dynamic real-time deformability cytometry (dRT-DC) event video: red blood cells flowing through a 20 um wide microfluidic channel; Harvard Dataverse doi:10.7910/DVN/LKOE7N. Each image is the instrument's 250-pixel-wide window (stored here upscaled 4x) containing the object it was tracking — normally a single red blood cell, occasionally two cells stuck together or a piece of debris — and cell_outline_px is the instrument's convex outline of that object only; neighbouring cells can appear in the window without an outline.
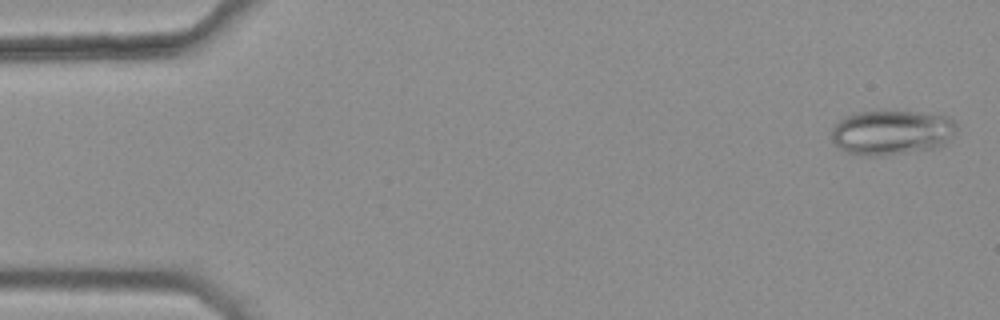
{"species": "common noctule bat (a hibernating species)", "species_latin": "Nyctalus noctula", "temperature_condition": "warm", "stored_images_in_passage": 46, "camera_frame_rate_fps": 3000, "um_per_image_px": 0.085, "animal": {"sex": "female", "body_mass_g": 25.1}, "frame": {"image": 1, "passage_image": 2, "time_ms": 0.333, "image_size_px": [1000, 320], "cell_outline_px": [[956, 132], [944, 144], [932, 148], [888, 156], [864, 156], [848, 152], [840, 148], [832, 140], [832, 128], [844, 116], [856, 112], [916, 112], [944, 116], [952, 120], [956, 124]], "centroid_in_image_um": [75.77, 11.28], "position_along_channel_um": 9.2, "area_um2": 32.37}}
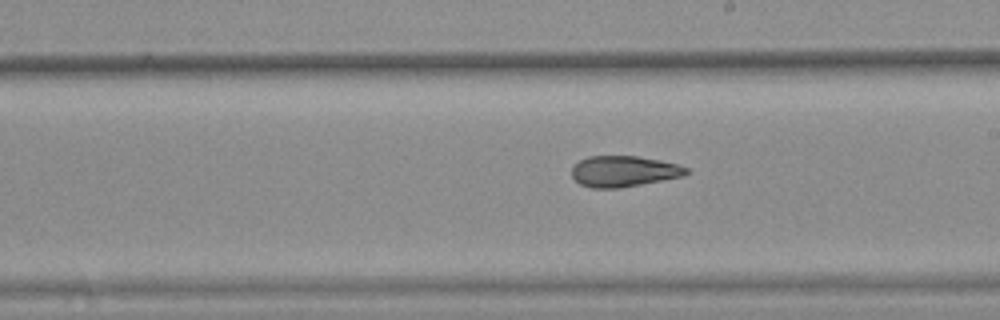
{"frame": {"image": 2, "passage_image": 30, "time_ms": 9.667, "image_size_px": [1000, 320], "cell_outline_px": [[688, 172], [684, 176], [664, 180], [620, 188], [592, 188], [580, 184], [572, 176], [572, 168], [580, 160], [588, 156], [636, 156], [660, 160], [676, 164], [688, 168]], "centroid_in_image_um": [53.02, 14.56], "position_along_channel_um": 236.0, "area_um2": 20.58}}
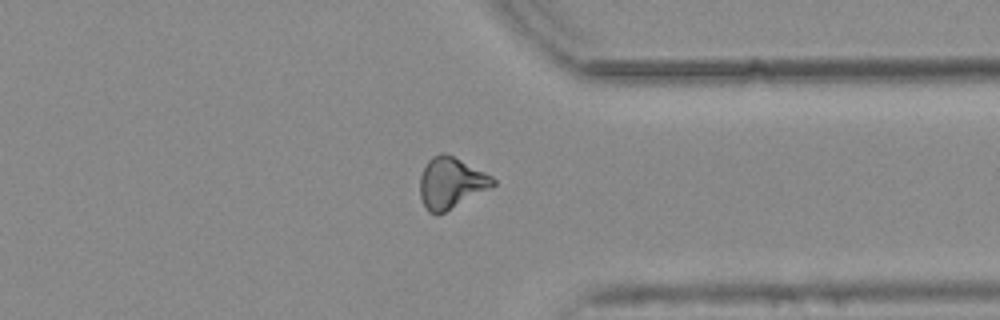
{"frame": {"image": 3, "passage_image": 41, "time_ms": 13.333, "image_size_px": [1000, 320], "cell_outline_px": [[496, 184], [492, 188], [436, 216], [428, 212], [424, 208], [420, 196], [420, 176], [428, 160], [432, 156], [440, 152], [444, 152], [492, 176], [496, 180]], "centroid_in_image_um": [38.32, 15.57], "position_along_channel_um": 373.1, "area_um2": 21.79}, "authors_computed_cell_mechanics": {"area_um2": 21.5305, "velocity_mm_per_s": 3.8272, "shape_relaxation_time_tau1_ms": null, "shape_relaxation_time_tau2_ms": 3.5692, "deformation_change_tau1": null, "deformation_change_tau2": 0.1144}}